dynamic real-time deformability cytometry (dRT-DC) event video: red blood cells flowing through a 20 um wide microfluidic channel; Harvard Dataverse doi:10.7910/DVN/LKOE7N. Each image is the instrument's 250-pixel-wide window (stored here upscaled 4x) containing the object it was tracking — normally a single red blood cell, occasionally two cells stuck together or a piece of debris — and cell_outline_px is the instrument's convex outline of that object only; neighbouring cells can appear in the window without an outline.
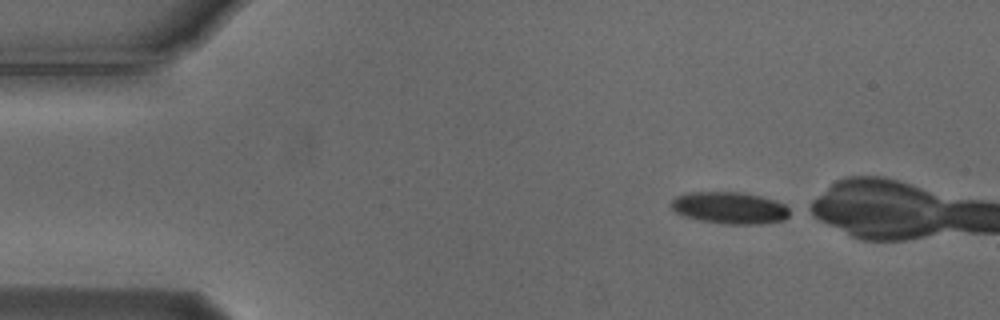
{"species": "Egyptian fruit bat (a non-hibernating species)", "species_latin": "Rousettus aegyptiacus", "temperature_condition": "cold", "stored_images_in_passage": 38, "camera_frame_rate_fps": 3000, "um_per_image_px": 0.085, "animal": {"sex": "male"}, "frame": {"image": 1, "passage_image": 1, "time_ms": 0.0, "image_size_px": [1000, 320], "cell_outline_px": [[792, 208], [788, 216], [784, 220], [760, 224], [728, 224], [700, 220], [684, 216], [676, 212], [672, 208], [672, 200], [676, 196], [688, 192], [744, 192], [776, 200]], "centroid_in_image_um": [62.07, 17.66], "position_along_channel_um": 22.9, "area_um2": 22.14}}
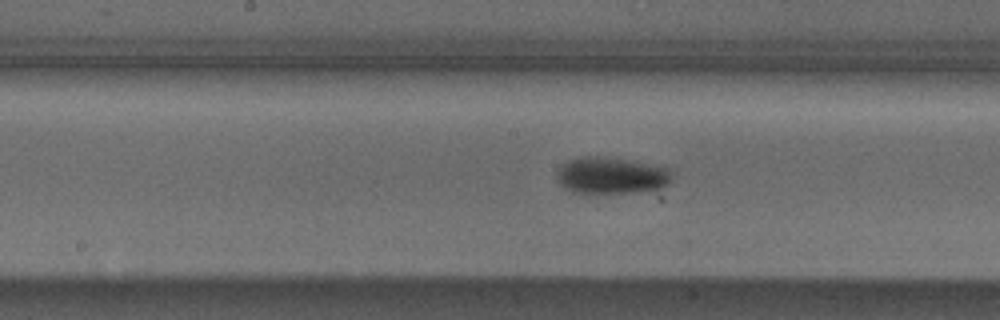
{"frame": {"image": 2, "passage_image": 21, "time_ms": 6.667, "image_size_px": [1000, 320], "cell_outline_px": [[672, 176], [668, 184], [660, 188], [628, 192], [572, 192], [560, 184], [556, 180], [556, 168], [560, 164], [568, 160], [584, 156], [596, 156], [624, 160], [668, 168]], "centroid_in_image_um": [51.86, 14.91], "position_along_channel_um": 196.3, "area_um2": 24.1}}
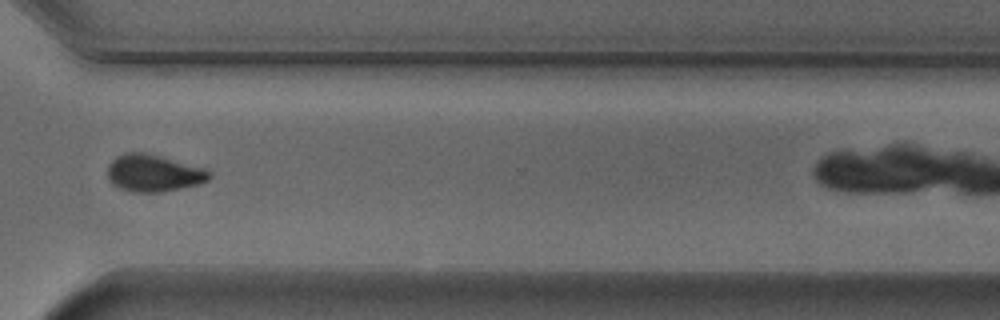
{"frame": {"image": 3, "passage_image": 34, "time_ms": 11.0, "image_size_px": [1000, 320], "cell_outline_px": [[212, 176], [208, 180], [200, 184], [164, 192], [132, 192], [120, 188], [112, 184], [108, 180], [108, 164], [116, 156], [124, 152], [144, 152], [204, 168], [212, 172]], "centroid_in_image_um": [13.04, 14.72], "position_along_channel_um": 357.6, "area_um2": 22.14}}